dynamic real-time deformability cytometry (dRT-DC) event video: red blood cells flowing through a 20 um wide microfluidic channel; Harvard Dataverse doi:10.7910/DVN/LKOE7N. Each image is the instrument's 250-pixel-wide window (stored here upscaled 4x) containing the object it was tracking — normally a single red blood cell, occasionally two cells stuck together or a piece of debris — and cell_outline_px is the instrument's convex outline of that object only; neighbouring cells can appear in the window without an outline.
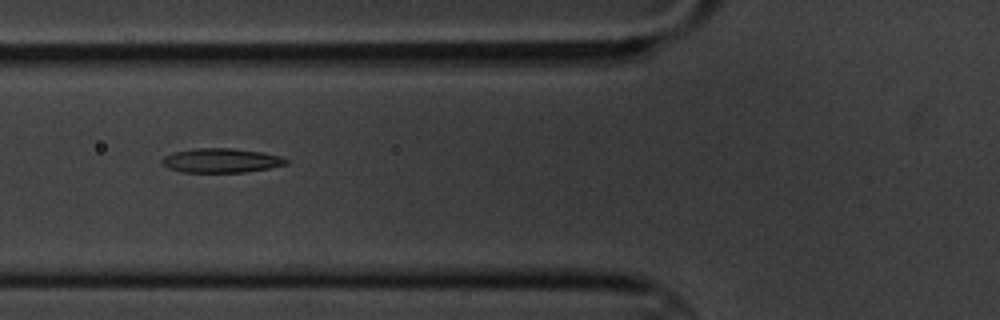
{"species": "common noctule bat (a hibernating species)", "species_latin": "Nyctalus noctula", "temperature_condition": "cold", "stored_images_in_passage": 17, "camera_frame_rate_fps": 3000, "um_per_image_px": 0.085, "animal": {"sex": "male", "body_mass_g": 20.1, "forearm_length_mm": 53.5}, "frame": {"image": 1, "passage_image": 8, "time_ms": 8.667, "image_size_px": [1000, 320], "cell_outline_px": [[288, 164], [268, 168], [244, 172], [180, 172], [168, 168], [160, 164], [160, 160], [164, 156], [172, 152], [192, 148], [232, 148], [264, 152], [284, 156], [288, 160]], "centroid_in_image_um": [18.78, 13.63], "position_along_channel_um": 107.0, "area_um2": 17.92}}
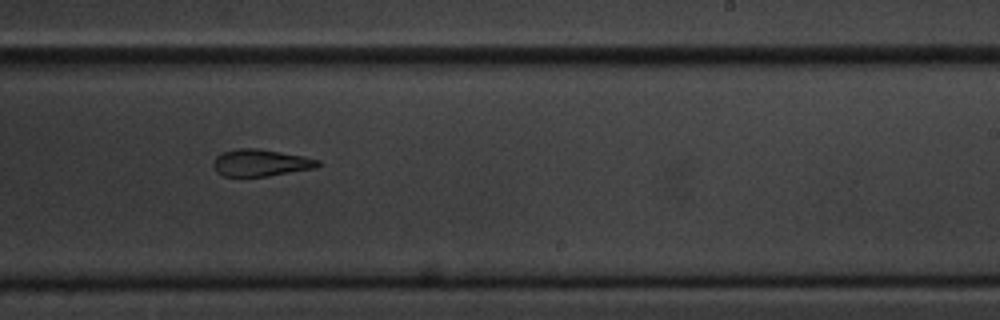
{"frame": {"image": 2, "passage_image": 12, "time_ms": 13.333, "image_size_px": [1000, 320], "cell_outline_px": [[320, 164], [316, 168], [268, 176], [224, 176], [216, 172], [212, 164], [216, 156], [224, 152], [236, 148], [260, 148], [320, 160]], "centroid_in_image_um": [22.13, 13.84], "position_along_channel_um": 266.9, "area_um2": 16.36}}
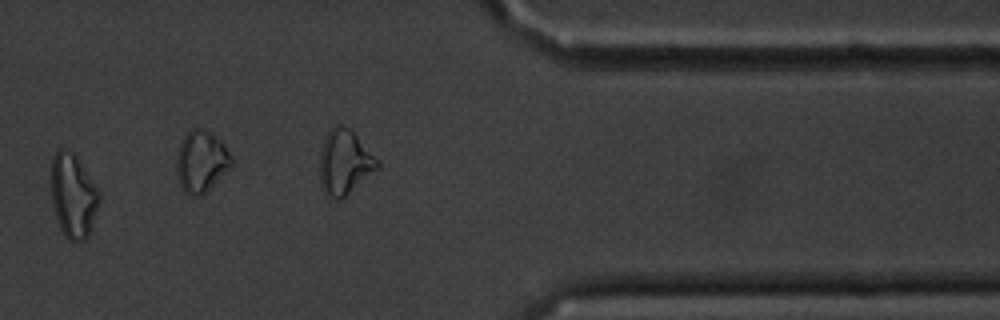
{"frame": {"image": 3, "passage_image": 15, "time_ms": 17.0, "image_size_px": [1000, 320], "cell_outline_px": [[100, 200], [88, 236], [80, 244], [72, 244], [64, 236], [60, 228], [52, 204], [52, 156], [60, 148], [72, 152], [76, 156], [100, 192]], "centroid_in_image_um": [6.22, 16.7], "position_along_channel_um": 405.2, "area_um2": 23.52}, "authors_computed_cell_mechanics": {"area_um2": 18.5538, "velocity_mm_per_s": 3.4327, "shape_relaxation_time_tau1_ms": null, "shape_relaxation_time_tau2_ms": 4.8405, "deformation_change_tau1": null, "deformation_change_tau2": 0.1321}}